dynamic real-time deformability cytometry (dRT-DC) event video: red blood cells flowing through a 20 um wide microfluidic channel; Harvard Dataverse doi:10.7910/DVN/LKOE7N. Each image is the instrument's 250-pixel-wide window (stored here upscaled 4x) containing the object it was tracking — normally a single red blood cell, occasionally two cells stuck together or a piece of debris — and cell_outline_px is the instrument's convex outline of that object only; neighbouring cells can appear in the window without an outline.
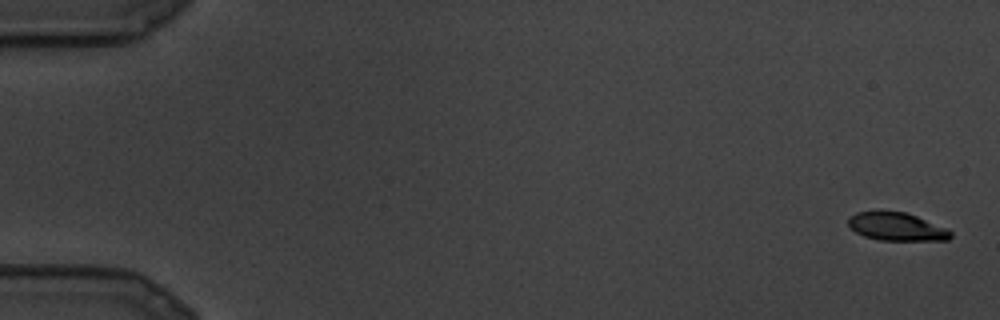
{"species": "common noctule bat (a hibernating species)", "species_latin": "Nyctalus noctula", "temperature_condition": "cold", "stored_images_in_passage": 10, "segment_of_instrument_passage": [1, 2], "camera_frame_rate_fps": 3000, "um_per_image_px": 0.085, "animal": {"sex": "male", "body_mass_g": 19.5, "forearm_length_mm": 54.6}, "frame": {"image": 1, "passage_image": 1, "time_ms": 0.0, "image_size_px": [1000, 320], "cell_outline_px": [[952, 236], [948, 240], [880, 240], [864, 236], [856, 232], [848, 224], [848, 216], [856, 212], [880, 208], [904, 212], [916, 216], [944, 228], [952, 232]], "centroid_in_image_um": [76.13, 19.22], "position_along_channel_um": 8.9, "area_um2": 17.05}}
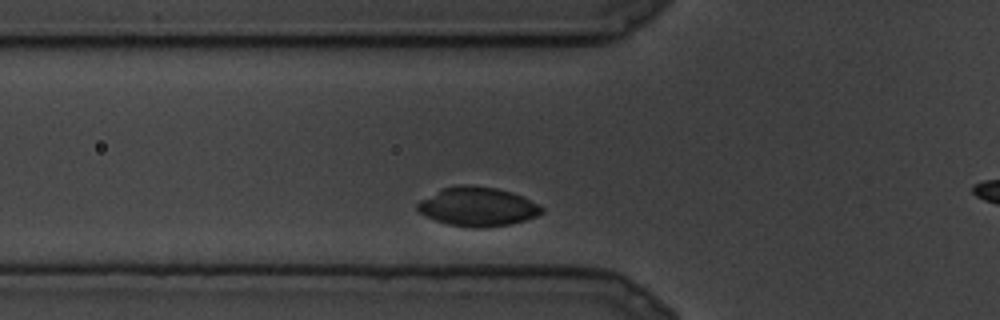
{"frame": {"image": 2, "passage_image": 7, "time_ms": 2.0, "image_size_px": [1000, 320], "cell_outline_px": [[544, 212], [536, 216], [512, 224], [480, 228], [472, 228], [448, 224], [436, 220], [420, 212], [416, 208], [416, 204], [420, 200], [440, 188], [460, 184], [468, 184], [496, 188], [512, 192], [544, 208]], "centroid_in_image_um": [40.56, 17.56], "position_along_channel_um": 85.2, "area_um2": 28.21}}
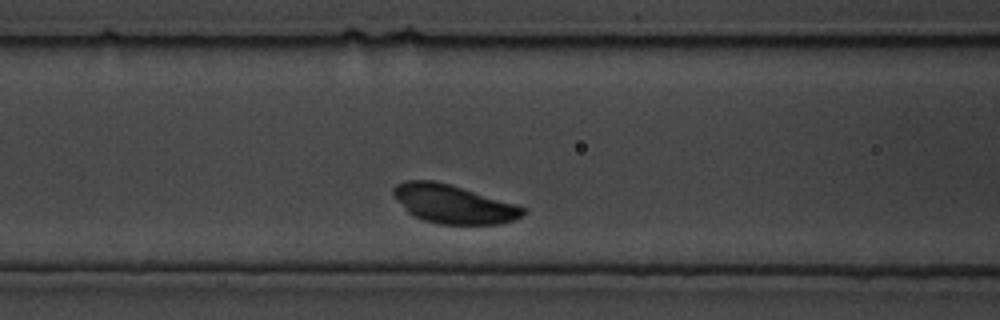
{"frame": {"image": 3, "passage_image": 9, "time_ms": 2.667, "image_size_px": [1000, 320], "cell_outline_px": [[528, 212], [524, 216], [516, 220], [500, 224], [440, 224], [424, 220], [412, 216], [408, 212], [392, 192], [392, 188], [396, 184], [404, 180], [432, 180], [448, 184], [516, 204], [524, 208]], "centroid_in_image_um": [38.56, 17.36], "position_along_channel_um": 128.0, "area_um2": 29.02}}